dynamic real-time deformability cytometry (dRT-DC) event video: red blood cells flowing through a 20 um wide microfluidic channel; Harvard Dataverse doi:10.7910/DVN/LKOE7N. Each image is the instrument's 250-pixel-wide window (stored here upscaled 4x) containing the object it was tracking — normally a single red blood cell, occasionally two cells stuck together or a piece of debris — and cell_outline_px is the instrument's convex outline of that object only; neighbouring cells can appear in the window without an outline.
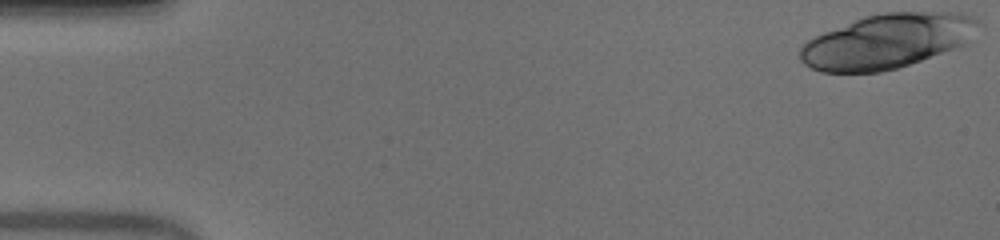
{"species": "human", "species_latin": "Homo sapiens", "temperature_condition": "warm", "stored_images_in_passage": 22, "camera_frame_rate_fps": 3000, "um_per_image_px": 0.085, "donor": {"sex": "male"}, "frame": {"image": 1, "passage_image": 1, "time_ms": 0.0, "image_size_px": [1000, 240], "cell_outline_px": [[980, 20], [964, 44], [920, 60], [896, 68], [880, 72], [820, 72], [804, 64], [800, 60], [800, 48], [808, 40], [824, 32], [864, 16], [884, 12], [960, 12], [972, 16]], "centroid_in_image_um": [75.35, 3.49], "position_along_channel_um": 9.6, "area_um2": 55.78}}
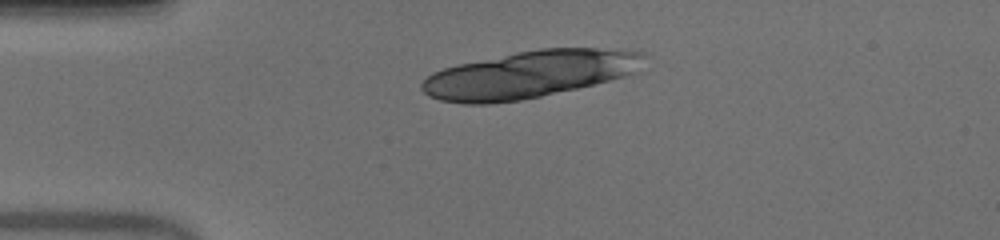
{"frame": {"image": 2, "passage_image": 12, "time_ms": 3.667, "image_size_px": [1000, 240], "cell_outline_px": [[648, 56], [636, 72], [624, 76], [576, 88], [540, 96], [520, 100], [488, 104], [464, 104], [440, 100], [428, 96], [420, 88], [420, 84], [432, 72], [456, 64], [516, 52], [540, 48], [596, 48], [644, 52]], "centroid_in_image_um": [44.96, 6.32], "position_along_channel_um": 40.0, "area_um2": 60.92}}